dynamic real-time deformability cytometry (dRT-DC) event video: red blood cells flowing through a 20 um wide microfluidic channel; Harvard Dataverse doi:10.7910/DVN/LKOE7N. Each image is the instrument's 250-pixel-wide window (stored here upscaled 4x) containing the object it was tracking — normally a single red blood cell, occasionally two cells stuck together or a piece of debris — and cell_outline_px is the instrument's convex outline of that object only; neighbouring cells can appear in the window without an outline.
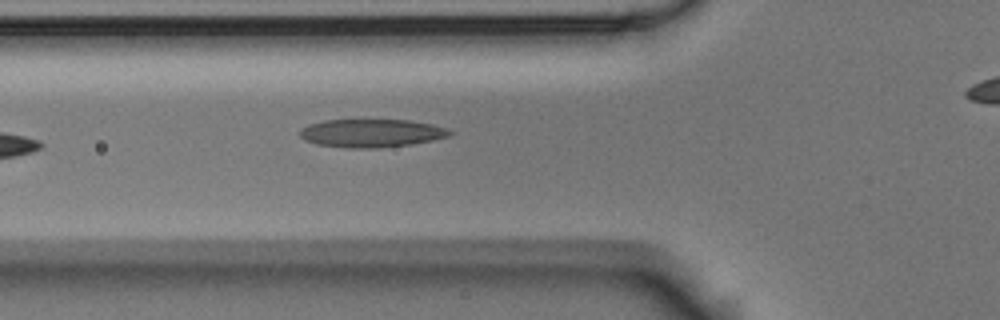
{"species": "Egyptian fruit bat (a non-hibernating species)", "species_latin": "Rousettus aegyptiacus", "temperature_condition": "room temperature", "stored_images_in_passage": 7, "segment_of_instrument_passage": [1, 2], "camera_frame_rate_fps": 3000, "um_per_image_px": 0.085, "animal": {"sex": "male"}, "frame": {"image": 1, "passage_image": 6, "time_ms": 1.667, "image_size_px": [1000, 320], "cell_outline_px": [[452, 132], [448, 136], [432, 140], [412, 144], [380, 148], [348, 148], [316, 144], [304, 140], [300, 136], [300, 128], [308, 124], [324, 120], [408, 120], [432, 124], [448, 128]], "centroid_in_image_um": [31.54, 11.32], "position_along_channel_um": 94.3, "area_um2": 24.68}}